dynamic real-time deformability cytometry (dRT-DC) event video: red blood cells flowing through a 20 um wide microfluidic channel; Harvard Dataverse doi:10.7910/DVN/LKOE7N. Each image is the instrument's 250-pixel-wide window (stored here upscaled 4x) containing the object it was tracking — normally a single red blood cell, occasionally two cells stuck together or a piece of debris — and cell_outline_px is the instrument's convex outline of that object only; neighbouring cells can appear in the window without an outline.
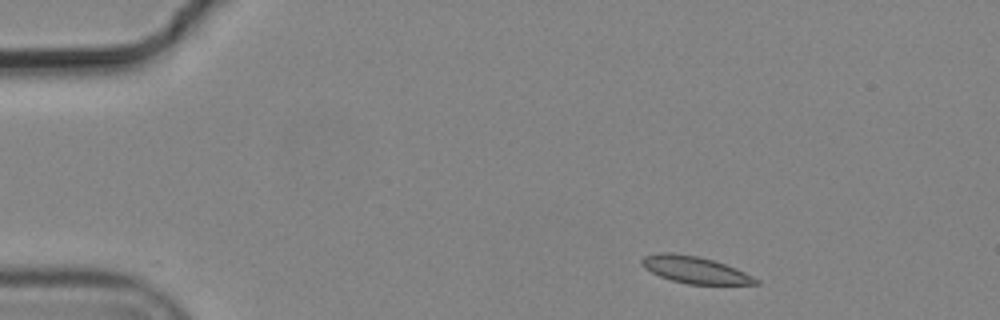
{"species": "common noctule bat (a hibernating species)", "species_latin": "Nyctalus noctula", "temperature_condition": "cold", "stored_images_in_passage": 6, "camera_frame_rate_fps": 3000, "um_per_image_px": 0.085, "animal": {"sex": "male", "body_mass_g": 19.2, "forearm_length_mm": 51.8}, "frame": {"image": 1, "passage_image": 1, "time_ms": 0.0, "image_size_px": [1000, 320], "cell_outline_px": [[760, 284], [688, 284], [672, 280], [660, 276], [644, 268], [640, 264], [640, 260], [644, 256], [660, 252], [668, 252], [696, 256], [712, 260], [736, 268], [760, 280]], "centroid_in_image_um": [59.04, 22.93], "position_along_channel_um": 26.0, "area_um2": 17.69}}
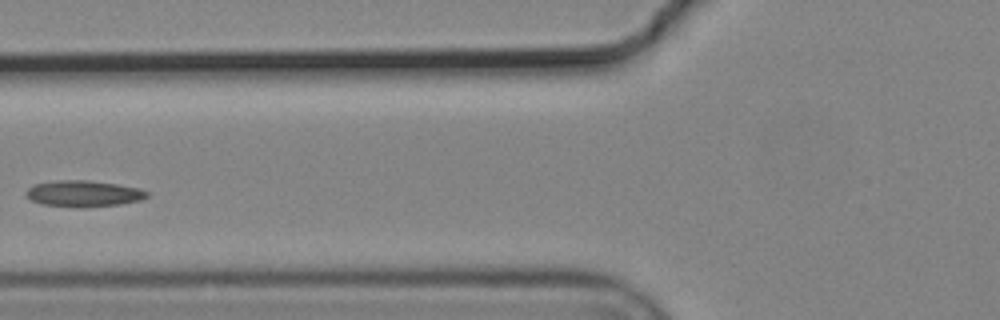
{"frame": {"image": 2, "passage_image": 5, "time_ms": 1.333, "image_size_px": [1000, 320], "cell_outline_px": [[148, 196], [140, 200], [120, 204], [40, 204], [32, 200], [24, 192], [32, 184], [56, 180], [88, 180], [116, 184], [140, 188], [148, 192]], "centroid_in_image_um": [7.09, 16.39], "position_along_channel_um": 118.7, "area_um2": 17.46}}
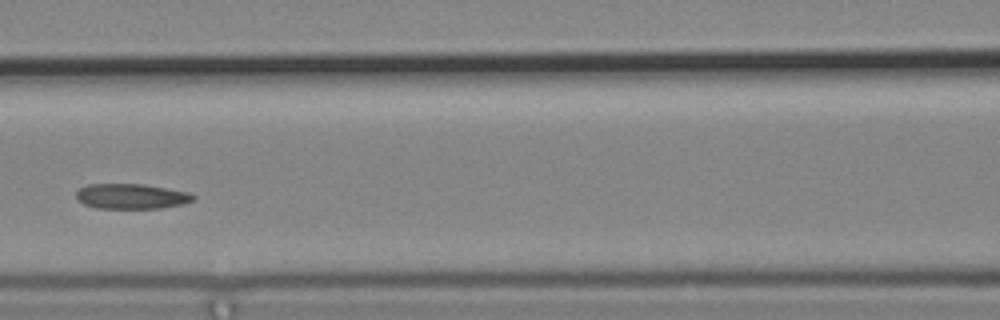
{"frame": {"image": 3, "passage_image": 6, "time_ms": 1.667, "image_size_px": [1000, 320], "cell_outline_px": [[196, 200], [184, 204], [160, 208], [96, 208], [84, 204], [76, 196], [76, 192], [80, 188], [88, 184], [140, 184], [188, 192], [196, 196]], "centroid_in_image_um": [11.19, 16.69], "position_along_channel_um": 155.4, "area_um2": 17.05}}